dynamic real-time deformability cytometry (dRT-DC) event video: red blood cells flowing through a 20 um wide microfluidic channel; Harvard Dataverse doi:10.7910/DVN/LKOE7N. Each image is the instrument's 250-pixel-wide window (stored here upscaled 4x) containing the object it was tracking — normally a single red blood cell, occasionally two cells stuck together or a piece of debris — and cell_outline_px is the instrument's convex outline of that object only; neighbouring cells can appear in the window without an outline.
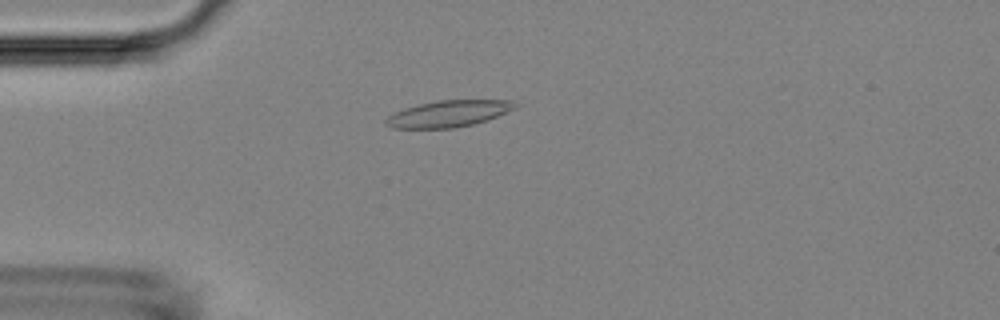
{"species": "Egyptian fruit bat (a non-hibernating species)", "species_latin": "Rousettus aegyptiacus", "temperature_condition": "room temperature", "stored_images_in_passage": 4, "camera_frame_rate_fps": 3000, "um_per_image_px": 0.085, "animal": {"sex": "female"}, "frame": {"image": 1, "passage_image": 3, "time_ms": 3.333, "image_size_px": [1000, 320], "cell_outline_px": [[520, 104], [516, 108], [488, 120], [472, 124], [452, 128], [392, 128], [384, 124], [384, 120], [392, 112], [404, 108], [436, 100], [512, 100]], "centroid_in_image_um": [38.12, 9.66], "position_along_channel_um": 46.9, "area_um2": 20.11}}